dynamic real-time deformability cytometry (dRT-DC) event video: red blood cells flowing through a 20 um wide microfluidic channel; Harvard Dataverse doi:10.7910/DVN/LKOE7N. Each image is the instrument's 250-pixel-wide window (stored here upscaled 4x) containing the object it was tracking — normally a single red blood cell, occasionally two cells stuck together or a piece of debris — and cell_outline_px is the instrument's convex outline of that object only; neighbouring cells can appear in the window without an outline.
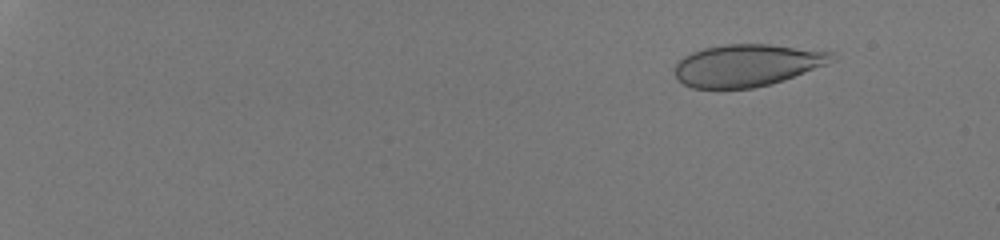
{"species": "human", "species_latin": "Homo sapiens", "temperature_condition": "room temperature", "stored_images_in_passage": 49, "camera_frame_rate_fps": 3000, "um_per_image_px": 0.085, "donor": {"sex": "male"}, "frame": {"image": 1, "passage_image": 2, "time_ms": 0.333, "image_size_px": [1000, 240], "cell_outline_px": [[832, 52], [824, 64], [804, 72], [772, 84], [752, 88], [692, 88], [676, 80], [676, 64], [684, 56], [692, 52], [704, 48], [724, 44], [768, 44]], "centroid_in_image_um": [63.38, 5.55], "position_along_channel_um": 21.6, "area_um2": 37.74}}
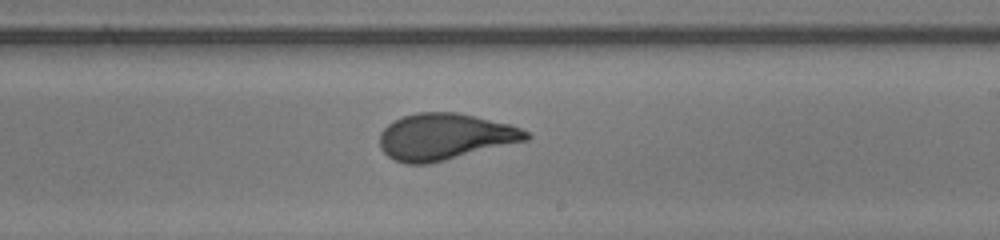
{"frame": {"image": 2, "passage_image": 32, "time_ms": 10.333, "image_size_px": [1000, 240], "cell_outline_px": [[532, 136], [528, 140], [428, 164], [404, 164], [388, 156], [380, 148], [380, 132], [388, 124], [404, 116], [416, 112], [456, 112], [476, 116], [512, 124], [528, 132]], "centroid_in_image_um": [37.83, 11.61], "position_along_channel_um": 251.2, "area_um2": 39.65}}
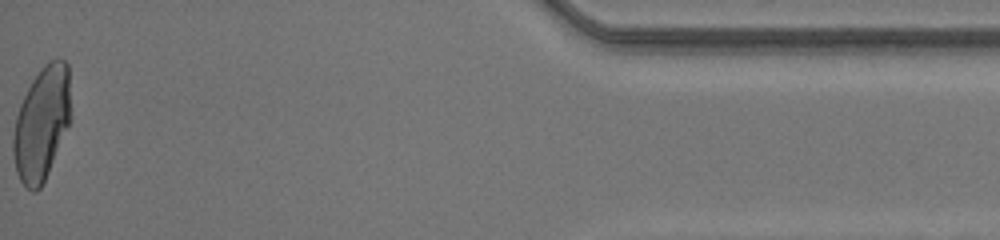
{"frame": {"image": 3, "passage_image": 49, "time_ms": 16.0, "image_size_px": [1000, 240], "cell_outline_px": [[72, 120], [48, 172], [40, 188], [36, 192], [32, 192], [20, 180], [16, 172], [12, 152], [12, 136], [16, 116], [20, 104], [32, 80], [40, 68], [44, 64], [52, 60], [64, 60], [68, 64]], "centroid_in_image_um": [3.56, 10.49], "position_along_channel_um": 431.6, "area_um2": 38.44}, "authors_computed_cell_mechanics": {"area_um2": 39.1306, "velocity_mm_per_s": 4.2312, "shape_relaxation_time_tau1_ms": 9.3791, "shape_relaxation_time_tau2_ms": null, "deformation_change_tau1": 0.2919, "deformation_change_tau2": null}}